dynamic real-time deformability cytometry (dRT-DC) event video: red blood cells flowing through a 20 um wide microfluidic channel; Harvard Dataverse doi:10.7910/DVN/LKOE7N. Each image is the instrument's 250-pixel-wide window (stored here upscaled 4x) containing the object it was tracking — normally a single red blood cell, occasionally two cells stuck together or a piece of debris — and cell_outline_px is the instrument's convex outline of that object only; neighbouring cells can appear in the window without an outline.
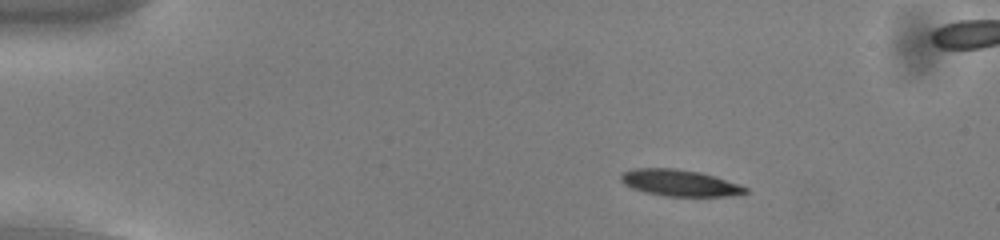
{"species": "common noctule bat (a hibernating species)", "species_latin": "Nyctalus noctula", "temperature_condition": "cold", "stored_images_in_passage": 54, "segment_of_instrument_passage": [1, 2], "camera_frame_rate_fps": 3000, "um_per_image_px": 0.085, "animal": {"sex": "male", "body_mass_g": 13.0, "forearm_length_mm": 53.1}, "frame": {"image": 1, "passage_image": 8, "time_ms": 2.333, "image_size_px": [1000, 240], "cell_outline_px": [[748, 192], [724, 196], [668, 196], [644, 192], [632, 188], [624, 184], [620, 180], [620, 176], [624, 172], [632, 168], [676, 168], [700, 172], [748, 188]], "centroid_in_image_um": [57.69, 15.54], "position_along_channel_um": 27.3, "area_um2": 18.9}}
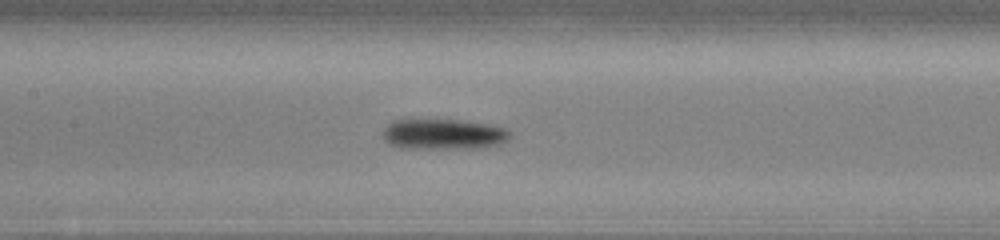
{"frame": {"image": 2, "passage_image": 25, "time_ms": 8.0, "image_size_px": [1000, 240], "cell_outline_px": [[512, 132], [504, 140], [496, 144], [480, 148], [404, 148], [392, 144], [384, 140], [380, 132], [392, 120], [460, 120], [492, 124], [504, 128]], "centroid_in_image_um": [37.65, 11.39], "position_along_channel_um": 169.8, "area_um2": 22.48}}
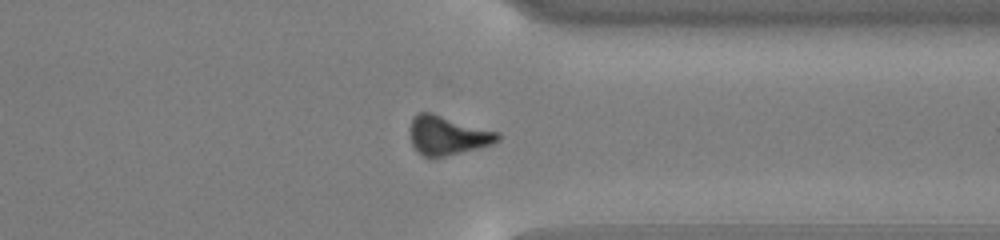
{"frame": {"image": 3, "passage_image": 41, "time_ms": 13.333, "image_size_px": [1000, 240], "cell_outline_px": [[500, 140], [492, 144], [432, 160], [416, 152], [412, 144], [408, 132], [408, 128], [412, 116], [420, 112], [432, 112], [500, 132]], "centroid_in_image_um": [37.99, 11.51], "position_along_channel_um": 373.4, "area_um2": 20.63}}